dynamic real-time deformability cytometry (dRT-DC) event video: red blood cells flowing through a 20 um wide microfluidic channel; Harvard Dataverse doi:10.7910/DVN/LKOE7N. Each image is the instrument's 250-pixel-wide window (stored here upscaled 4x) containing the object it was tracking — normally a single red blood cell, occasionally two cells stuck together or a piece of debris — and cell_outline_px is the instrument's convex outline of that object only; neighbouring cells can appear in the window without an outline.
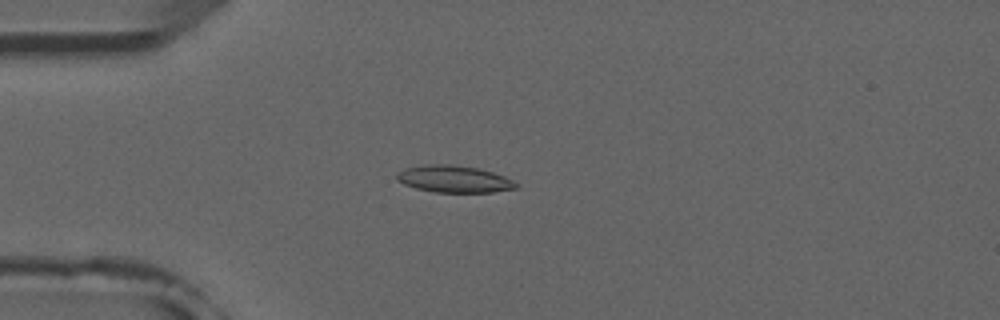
{"species": "common noctule bat (a hibernating species)", "species_latin": "Nyctalus noctula", "temperature_condition": "room temperature", "stored_images_in_passage": 4, "camera_frame_rate_fps": 3000, "um_per_image_px": 0.085, "animal": {"sex": "male", "forearm_length_mm": 52.5}, "frame": {"image": 1, "passage_image": 4, "time_ms": 3.333, "image_size_px": [1000, 320], "cell_outline_px": [[520, 184], [516, 188], [492, 192], [436, 192], [416, 188], [404, 184], [396, 180], [396, 172], [404, 168], [424, 164], [452, 164], [480, 168], [504, 176]], "centroid_in_image_um": [38.57, 15.2], "position_along_channel_um": 46.4, "area_um2": 18.9}}